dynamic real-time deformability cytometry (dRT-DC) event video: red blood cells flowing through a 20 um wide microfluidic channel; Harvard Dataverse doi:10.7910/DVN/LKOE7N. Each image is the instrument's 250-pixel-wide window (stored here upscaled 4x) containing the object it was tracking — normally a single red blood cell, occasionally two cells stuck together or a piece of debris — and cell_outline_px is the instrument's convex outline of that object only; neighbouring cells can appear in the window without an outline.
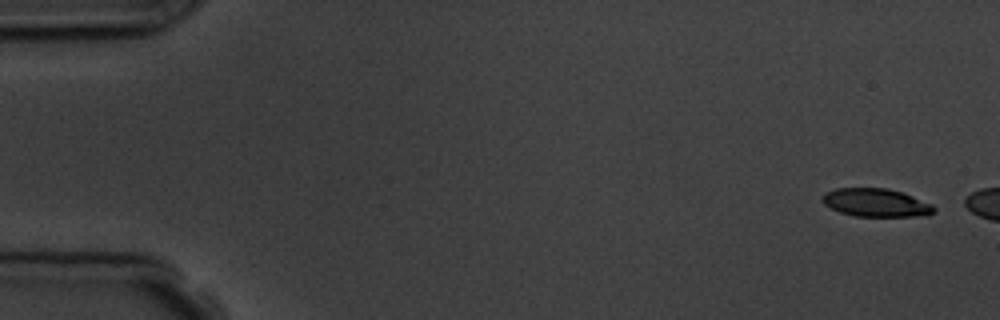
{"species": "common noctule bat (a hibernating species)", "species_latin": "Nyctalus noctula", "temperature_condition": "room temperature", "stored_images_in_passage": 3, "camera_frame_rate_fps": 3000, "um_per_image_px": 0.085, "animal": {"sex": "male", "body_mass_g": 19.5, "forearm_length_mm": 54.6}, "frame": {"image": 1, "passage_image": 1, "time_ms": 0.0, "image_size_px": [1000, 320], "cell_outline_px": [[936, 208], [928, 216], [856, 216], [840, 212], [824, 204], [820, 200], [820, 196], [824, 192], [836, 188], [888, 188], [912, 196], [932, 204]], "centroid_in_image_um": [74.42, 17.22], "position_along_channel_um": 10.6, "area_um2": 18.38}}